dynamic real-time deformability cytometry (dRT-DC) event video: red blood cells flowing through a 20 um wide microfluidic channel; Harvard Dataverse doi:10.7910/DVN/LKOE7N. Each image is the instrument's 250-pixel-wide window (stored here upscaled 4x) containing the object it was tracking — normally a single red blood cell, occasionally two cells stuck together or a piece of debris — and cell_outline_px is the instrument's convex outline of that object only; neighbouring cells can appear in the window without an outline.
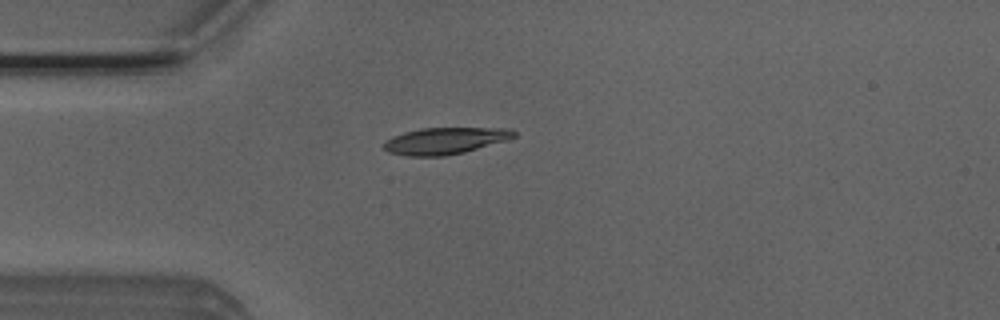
{"species": "Egyptian fruit bat (a non-hibernating species)", "species_latin": "Rousettus aegyptiacus", "temperature_condition": "room temperature", "stored_images_in_passage": 36, "camera_frame_rate_fps": 3000, "um_per_image_px": 0.085, "animal": {"sex": "male"}, "frame": {"image": 1, "passage_image": 3, "time_ms": 0.667, "image_size_px": [1000, 320], "cell_outline_px": [[516, 136], [508, 140], [464, 152], [444, 156], [408, 156], [388, 152], [384, 148], [384, 144], [392, 136], [404, 132], [420, 128], [512, 128], [516, 132]], "centroid_in_image_um": [37.86, 11.96], "position_along_channel_um": 47.1, "area_um2": 20.23}}
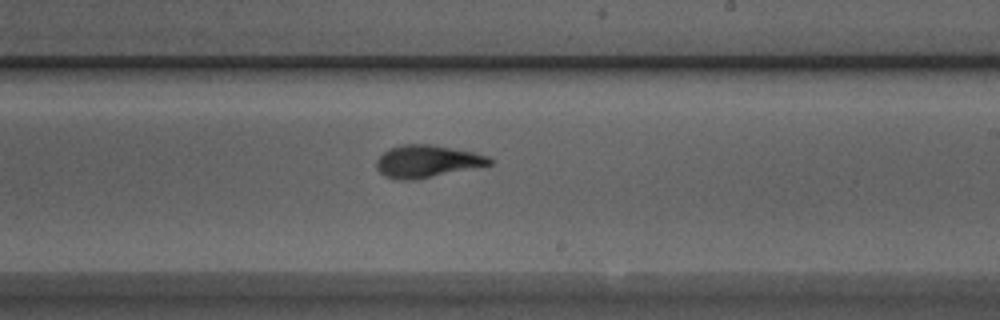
{"frame": {"image": 2, "passage_image": 20, "time_ms": 6.333, "image_size_px": [1000, 320], "cell_outline_px": [[492, 164], [416, 180], [404, 180], [384, 176], [376, 168], [376, 160], [388, 148], [400, 144], [428, 144], [472, 152], [488, 156], [492, 160]], "centroid_in_image_um": [36.25, 13.71], "position_along_channel_um": 252.7, "area_um2": 21.15}}
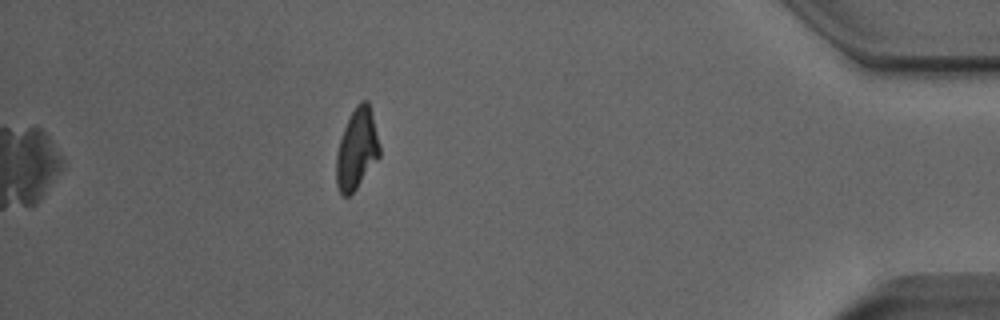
{"frame": {"image": 3, "passage_image": 36, "time_ms": 11.667, "image_size_px": [1000, 320], "cell_outline_px": [[380, 156], [356, 188], [348, 196], [340, 196], [336, 184], [336, 156], [340, 140], [344, 128], [356, 104], [360, 100], [368, 100], [380, 148]], "centroid_in_image_um": [30.31, 12.69], "position_along_channel_um": 404.9, "area_um2": 20.06}, "authors_computed_cell_mechanics": {"area_um2": 20.8658, "velocity_mm_per_s": 3.8545, "shape_relaxation_time_tau1_ms": 4.1724, "shape_relaxation_time_tau2_ms": 1.0698, "deformation_change_tau1": 0.1869, "deformation_change_tau2": 0.0656}}